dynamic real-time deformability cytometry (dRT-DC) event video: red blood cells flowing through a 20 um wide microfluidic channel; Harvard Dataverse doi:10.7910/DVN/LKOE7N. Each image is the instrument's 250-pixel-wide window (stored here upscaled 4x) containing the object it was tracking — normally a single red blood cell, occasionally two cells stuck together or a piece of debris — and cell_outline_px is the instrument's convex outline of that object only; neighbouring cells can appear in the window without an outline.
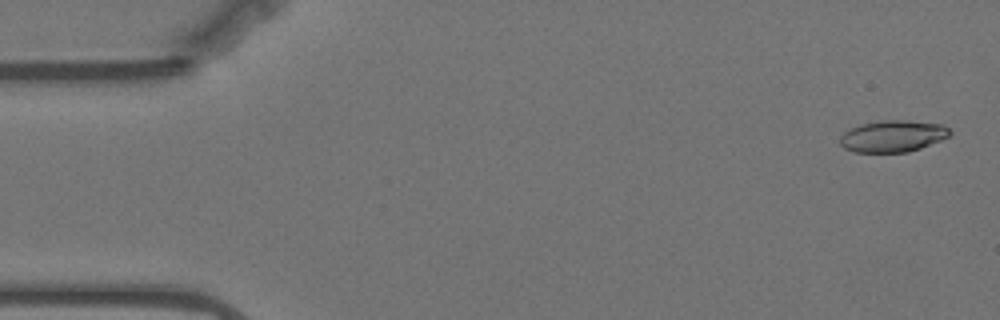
{"species": "Egyptian fruit bat (a non-hibernating species)", "species_latin": "Rousettus aegyptiacus", "temperature_condition": "warm", "stored_images_in_passage": 57, "camera_frame_rate_fps": 3000, "um_per_image_px": 0.085, "animal": {"sex": "female"}, "frame": {"image": 1, "passage_image": 2, "time_ms": 0.333, "image_size_px": [1000, 320], "cell_outline_px": [[952, 132], [948, 136], [940, 140], [920, 148], [908, 152], [852, 152], [844, 148], [840, 144], [840, 136], [844, 132], [860, 124], [880, 120], [908, 120], [944, 124]], "centroid_in_image_um": [75.88, 11.56], "position_along_channel_um": 9.1, "area_um2": 20.35}}
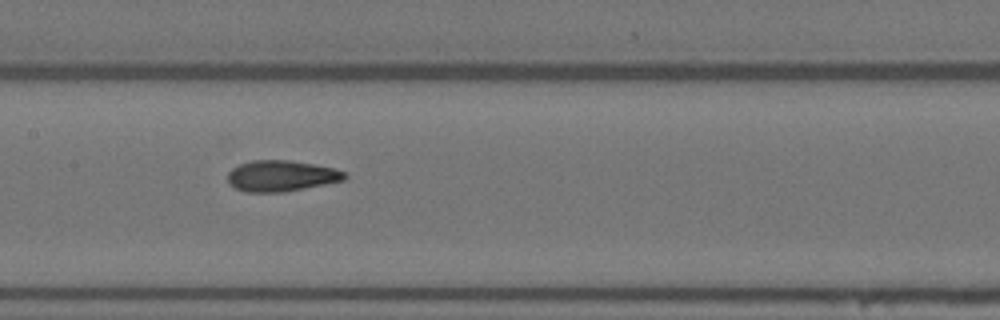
{"frame": {"image": 2, "passage_image": 27, "time_ms": 8.667, "image_size_px": [1000, 320], "cell_outline_px": [[348, 176], [344, 180], [284, 192], [244, 192], [228, 184], [228, 172], [232, 168], [240, 164], [252, 160], [288, 160], [312, 164], [332, 168], [344, 172]], "centroid_in_image_um": [23.86, 14.95], "position_along_channel_um": 183.5, "area_um2": 20.98}}
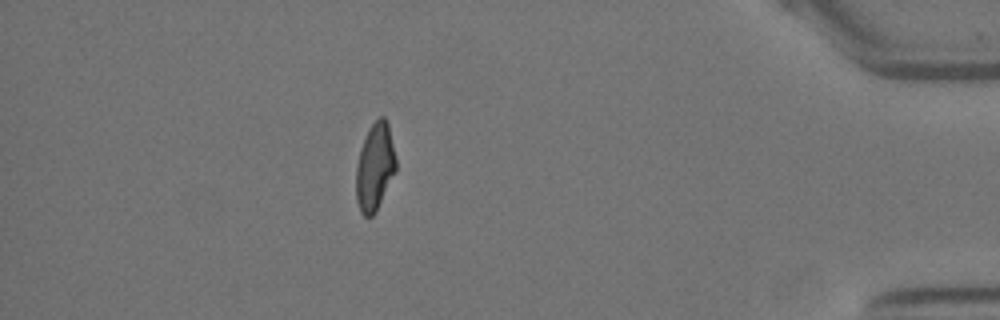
{"frame": {"image": 3, "passage_image": 50, "time_ms": 16.333, "image_size_px": [1000, 320], "cell_outline_px": [[396, 172], [376, 212], [372, 216], [364, 216], [360, 212], [356, 200], [356, 164], [360, 148], [372, 124], [380, 116], [384, 116], [388, 124], [396, 156]], "centroid_in_image_um": [31.87, 14.23], "position_along_channel_um": 403.3, "area_um2": 20.4}, "authors_computed_cell_mechanics": {"area_um2": 20.808, "velocity_mm_per_s": 3.5339, "shape_relaxation_time_tau1_ms": 6.4732, "shape_relaxation_time_tau2_ms": 1.6052, "deformation_change_tau1": 0.1876, "deformation_change_tau2": 0.0798}}